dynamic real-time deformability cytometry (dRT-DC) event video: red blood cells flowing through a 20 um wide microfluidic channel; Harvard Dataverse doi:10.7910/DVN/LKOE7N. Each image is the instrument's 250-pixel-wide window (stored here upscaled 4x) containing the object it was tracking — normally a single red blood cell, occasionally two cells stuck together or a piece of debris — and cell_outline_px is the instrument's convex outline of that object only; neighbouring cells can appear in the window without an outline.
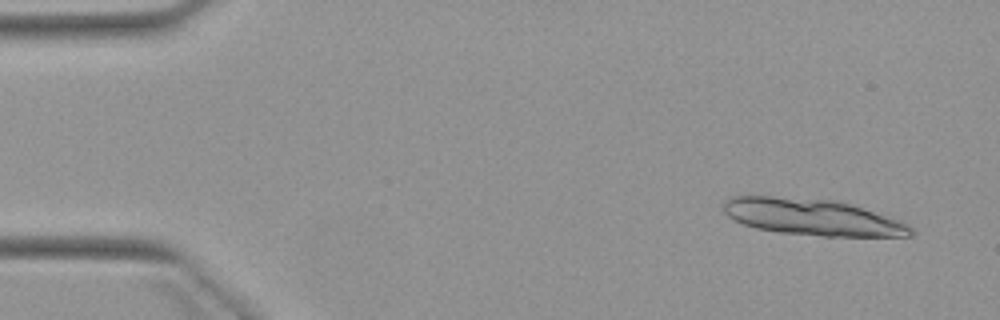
{"species": "Egyptian fruit bat (a non-hibernating species)", "species_latin": "Rousettus aegyptiacus", "temperature_condition": "warm", "stored_images_in_passage": 5, "camera_frame_rate_fps": 3000, "um_per_image_px": 0.085, "animal": {"sex": "female"}, "frame": {"image": 1, "passage_image": 1, "time_ms": 0.0, "image_size_px": [1000, 320], "cell_outline_px": [[912, 236], [824, 236], [780, 232], [756, 228], [744, 224], [728, 216], [724, 212], [720, 204], [724, 200], [732, 196], [772, 196], [836, 200], [908, 224], [912, 228]], "centroid_in_image_um": [68.95, 18.45], "position_along_channel_um": 16.1, "area_um2": 39.25}}
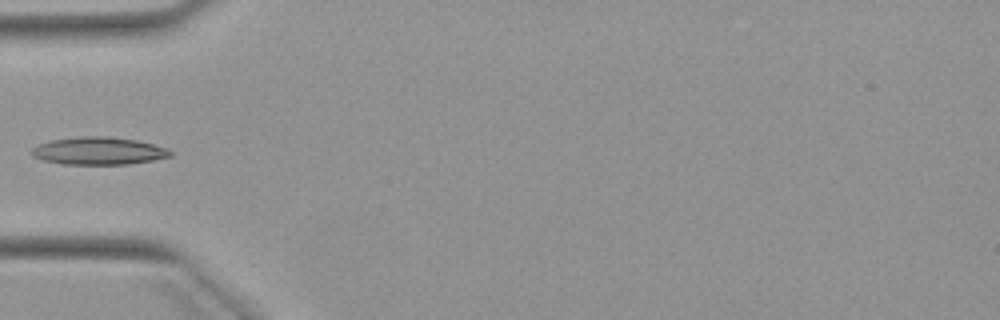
{"frame": {"image": 2, "passage_image": 4, "time_ms": 4.667, "image_size_px": [1000, 320], "cell_outline_px": [[172, 156], [152, 160], [128, 164], [64, 164], [44, 160], [32, 156], [32, 148], [40, 144], [52, 140], [80, 136], [108, 136], [136, 140], [152, 144], [164, 148], [172, 152]], "centroid_in_image_um": [8.37, 12.82], "position_along_channel_um": 76.6, "area_um2": 22.02}}
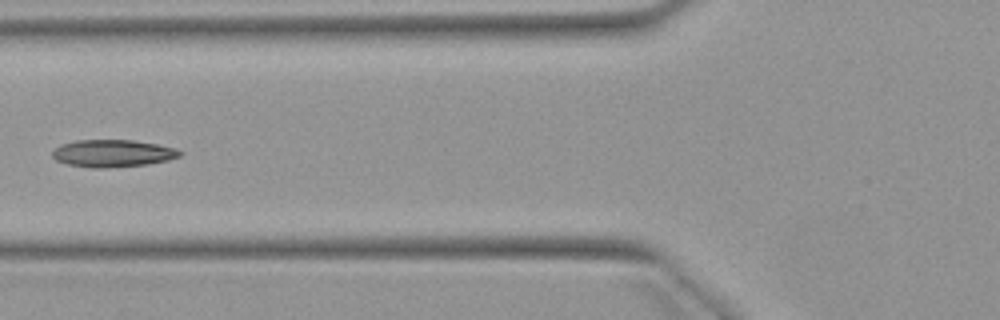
{"frame": {"image": 3, "passage_image": 5, "time_ms": 5.667, "image_size_px": [1000, 320], "cell_outline_px": [[184, 152], [180, 156], [168, 160], [148, 164], [104, 168], [88, 168], [68, 164], [56, 160], [52, 156], [52, 152], [56, 148], [64, 144], [76, 140], [132, 140], [156, 144], [176, 148]], "centroid_in_image_um": [9.6, 13.04], "position_along_channel_um": 116.2, "area_um2": 20.23}}